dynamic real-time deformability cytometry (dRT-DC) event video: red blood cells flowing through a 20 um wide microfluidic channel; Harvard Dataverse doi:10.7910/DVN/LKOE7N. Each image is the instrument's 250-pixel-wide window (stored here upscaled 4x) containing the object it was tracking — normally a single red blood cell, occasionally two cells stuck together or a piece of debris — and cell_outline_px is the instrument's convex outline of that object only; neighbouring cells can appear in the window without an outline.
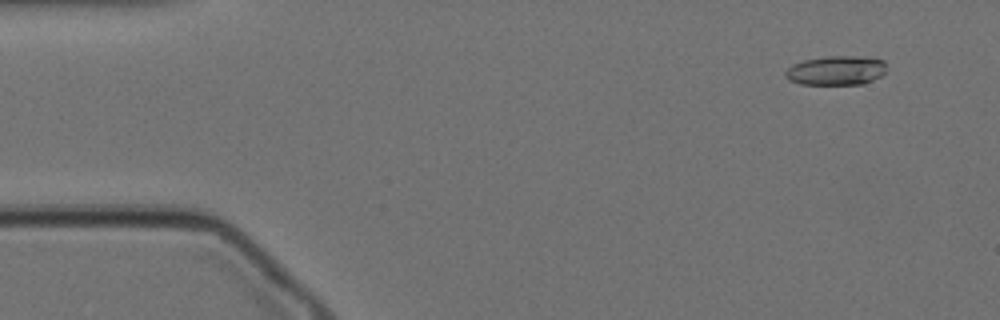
{"species": "Egyptian fruit bat (a non-hibernating species)", "species_latin": "Rousettus aegyptiacus", "temperature_condition": "cold", "stored_images_in_passage": 59, "camera_frame_rate_fps": 3000, "um_per_image_px": 0.085, "animal": {"sex": "female"}, "frame": {"image": 1, "passage_image": 5, "time_ms": 1.333, "image_size_px": [1000, 320], "cell_outline_px": [[884, 72], [880, 76], [864, 84], [800, 84], [788, 80], [784, 76], [784, 72], [792, 64], [804, 60], [828, 56], [852, 56], [884, 60]], "centroid_in_image_um": [71.01, 6.0], "position_along_channel_um": 14.0, "area_um2": 17.11}}
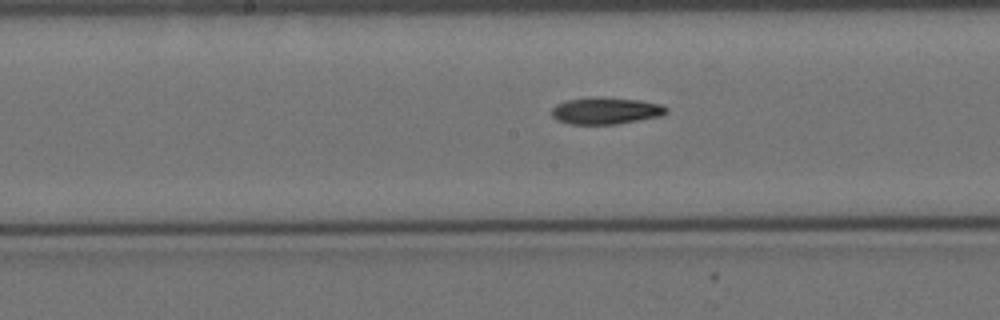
{"frame": {"image": 2, "passage_image": 29, "time_ms": 9.333, "image_size_px": [1000, 320], "cell_outline_px": [[668, 112], [660, 116], [616, 124], [568, 124], [556, 120], [552, 116], [552, 108], [556, 104], [568, 100], [588, 96], [600, 96], [640, 100], [664, 104], [668, 108]], "centroid_in_image_um": [51.49, 9.39], "position_along_channel_um": 196.7, "area_um2": 18.26}}
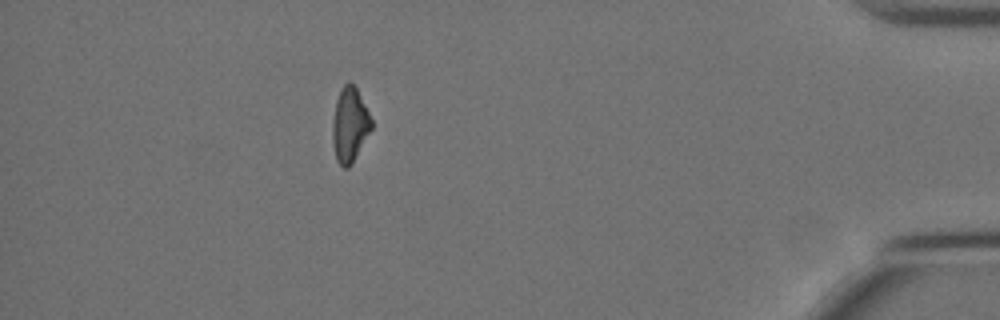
{"frame": {"image": 3, "passage_image": 52, "time_ms": 17.0, "image_size_px": [1000, 320], "cell_outline_px": [[372, 128], [352, 164], [348, 168], [344, 168], [336, 160], [332, 140], [332, 124], [336, 100], [340, 88], [348, 80], [356, 88], [372, 120]], "centroid_in_image_um": [29.71, 10.62], "position_along_channel_um": 405.5, "area_um2": 16.88}, "authors_computed_cell_mechanics": {"area_um2": 17.4556, "velocity_mm_per_s": 3.4545, "shape_relaxation_time_tau1_ms": 9.2861, "shape_relaxation_time_tau2_ms": null, "deformation_change_tau1": 0.1971, "deformation_change_tau2": null}}